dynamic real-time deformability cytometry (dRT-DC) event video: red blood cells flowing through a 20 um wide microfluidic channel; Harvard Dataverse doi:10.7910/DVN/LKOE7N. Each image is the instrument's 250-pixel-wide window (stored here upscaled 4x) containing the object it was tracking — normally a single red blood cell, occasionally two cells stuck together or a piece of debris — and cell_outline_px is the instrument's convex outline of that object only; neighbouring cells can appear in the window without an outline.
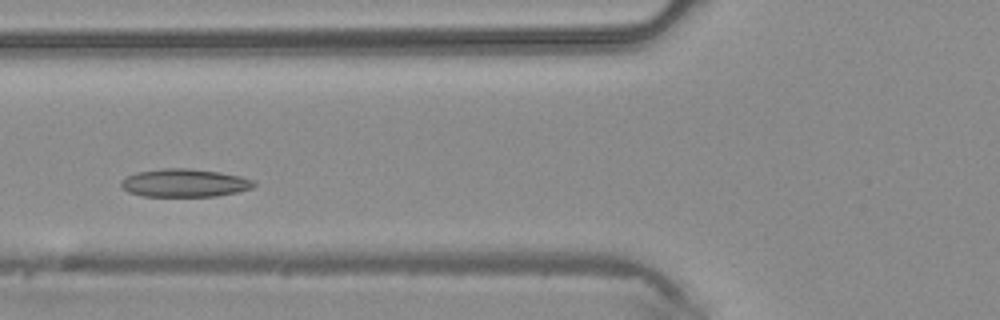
{"species": "common noctule bat (a hibernating species)", "species_latin": "Nyctalus noctula", "temperature_condition": "warm", "stored_images_in_passage": 2, "camera_frame_rate_fps": 3000, "um_per_image_px": 0.085, "animal": {"sex": "male", "body_mass_g": 20.4}, "frame": {"image": 1, "passage_image": 2, "time_ms": 0.333, "image_size_px": [1000, 320], "cell_outline_px": [[256, 184], [252, 188], [236, 192], [216, 196], [144, 196], [128, 192], [120, 184], [120, 180], [136, 172], [164, 168], [188, 168], [220, 172], [240, 176], [252, 180]], "centroid_in_image_um": [15.67, 15.54], "position_along_channel_um": 110.1, "area_um2": 21.62}}